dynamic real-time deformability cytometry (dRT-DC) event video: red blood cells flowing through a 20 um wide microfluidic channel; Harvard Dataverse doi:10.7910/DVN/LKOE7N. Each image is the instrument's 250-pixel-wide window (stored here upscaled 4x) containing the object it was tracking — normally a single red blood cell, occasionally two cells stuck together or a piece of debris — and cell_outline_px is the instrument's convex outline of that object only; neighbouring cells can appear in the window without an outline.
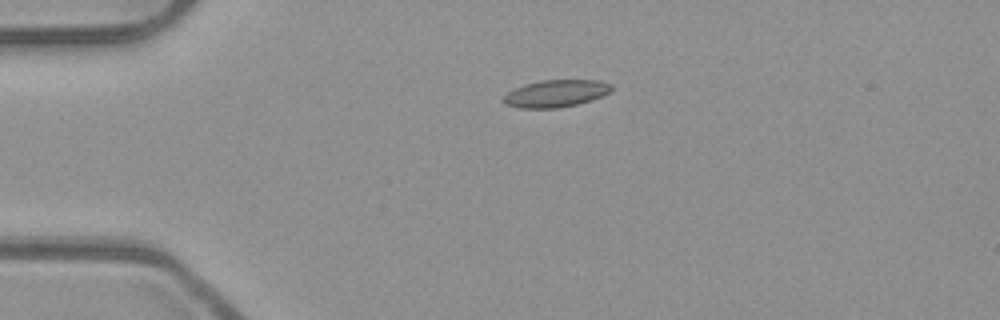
{"species": "common noctule bat (a hibernating species)", "species_latin": "Nyctalus noctula", "temperature_condition": "room temperature", "stored_images_in_passage": 41, "camera_frame_rate_fps": 3000, "um_per_image_px": 0.085, "animal": {"sex": "male", "body_mass_g": 23.1, "forearm_length_mm": 52.7}, "frame": {"image": 1, "passage_image": 1, "time_ms": 0.0, "image_size_px": [1000, 320], "cell_outline_px": [[612, 92], [576, 104], [556, 108], [520, 108], [508, 104], [504, 100], [504, 96], [508, 92], [516, 88], [540, 80], [596, 80], [612, 84]], "centroid_in_image_um": [47.28, 7.93], "position_along_channel_um": 37.7, "area_um2": 16.7}}
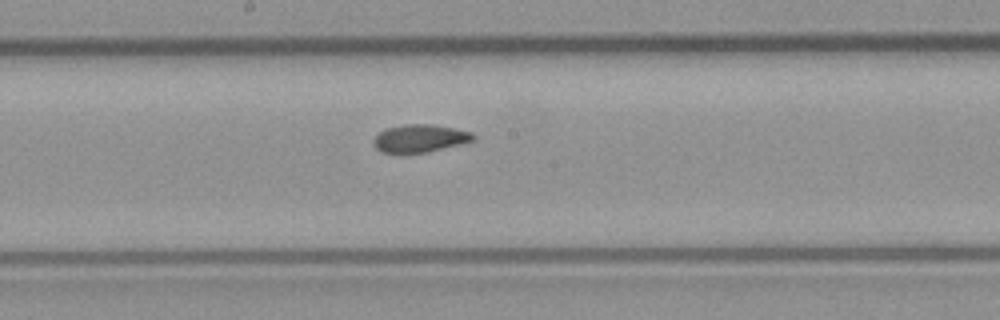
{"frame": {"image": 2, "passage_image": 17, "time_ms": 5.333, "image_size_px": [1000, 320], "cell_outline_px": [[476, 136], [472, 140], [460, 144], [424, 152], [380, 152], [372, 144], [372, 140], [384, 128], [404, 124], [432, 124], [456, 128], [472, 132]], "centroid_in_image_um": [35.66, 11.73], "position_along_channel_um": 212.5, "area_um2": 16.01}}
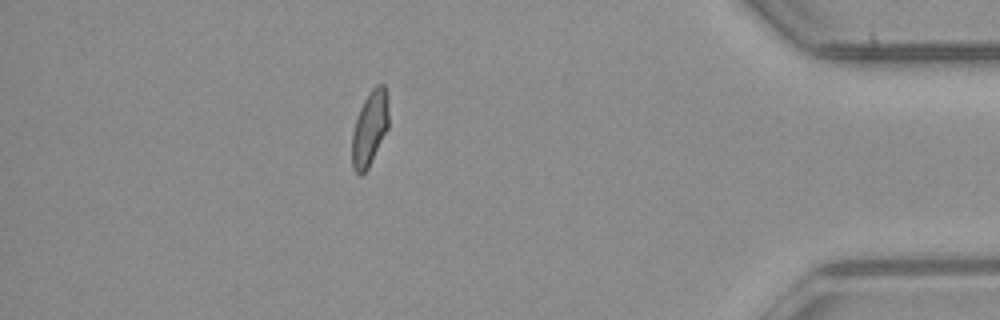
{"frame": {"image": 3, "passage_image": 35, "time_ms": 11.333, "image_size_px": [1000, 320], "cell_outline_px": [[388, 128], [368, 168], [360, 176], [352, 168], [352, 132], [360, 108], [364, 100], [372, 88], [376, 84], [384, 84], [388, 108]], "centroid_in_image_um": [31.41, 10.93], "position_along_channel_um": 403.8, "area_um2": 15.78}, "authors_computed_cell_mechanics": {"area_um2": 16.2996, "velocity_mm_per_s": 3.9404, "shape_relaxation_time_tau1_ms": 10.0156, "shape_relaxation_time_tau2_ms": 2.646, "deformation_change_tau1": 0.1912, "deformation_change_tau2": 0.0704}}